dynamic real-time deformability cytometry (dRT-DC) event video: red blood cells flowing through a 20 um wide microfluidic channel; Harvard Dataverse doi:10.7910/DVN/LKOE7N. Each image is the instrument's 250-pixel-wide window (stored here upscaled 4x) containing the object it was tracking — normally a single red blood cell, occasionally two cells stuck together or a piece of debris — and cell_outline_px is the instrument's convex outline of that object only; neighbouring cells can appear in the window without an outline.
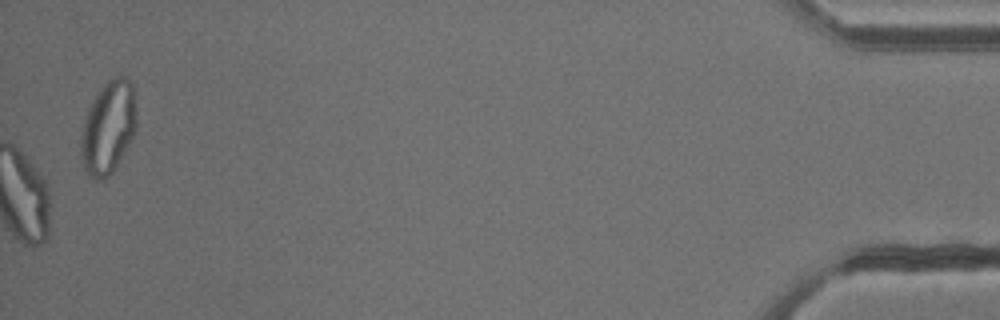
{"species": "common noctule bat (a hibernating species)", "species_latin": "Nyctalus noctula", "temperature_condition": "cold", "stored_images_in_passage": 51, "camera_frame_rate_fps": 3000, "um_per_image_px": 0.085, "animal": {"sex": "male", "body_mass_g": 13.3}, "frame": {"image": 1, "passage_image": 51, "time_ms": 16.667, "image_size_px": [1000, 320], "cell_outline_px": [[136, 128], [128, 144], [112, 172], [104, 180], [96, 180], [88, 176], [84, 168], [80, 156], [80, 132], [88, 108], [92, 100], [100, 88], [108, 80], [116, 76], [128, 76], [132, 80], [136, 108]], "centroid_in_image_um": [9.18, 10.81], "position_along_channel_um": 426.0, "area_um2": 30.35}, "authors_computed_cell_mechanics": {"area_um2": 26.1256, "velocity_mm_per_s": 3.8006, "shape_relaxation_time_tau1_ms": null, "shape_relaxation_time_tau2_ms": 3.5474, "deformation_change_tau1": null, "deformation_change_tau2": 0.1067}}